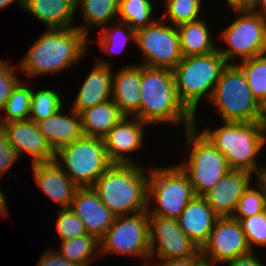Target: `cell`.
Returning a JSON list of instances; mask_svg holds the SVG:
<instances>
[{
	"mask_svg": "<svg viewBox=\"0 0 266 266\" xmlns=\"http://www.w3.org/2000/svg\"><path fill=\"white\" fill-rule=\"evenodd\" d=\"M89 48V39L77 27L46 28L19 60L18 69L31 79L56 76L79 64Z\"/></svg>",
	"mask_w": 266,
	"mask_h": 266,
	"instance_id": "6da1fadb",
	"label": "cell"
},
{
	"mask_svg": "<svg viewBox=\"0 0 266 266\" xmlns=\"http://www.w3.org/2000/svg\"><path fill=\"white\" fill-rule=\"evenodd\" d=\"M140 92L142 122L151 127L169 123L180 132L195 125V116L178 96L173 70L141 65Z\"/></svg>",
	"mask_w": 266,
	"mask_h": 266,
	"instance_id": "7a4b0ae2",
	"label": "cell"
},
{
	"mask_svg": "<svg viewBox=\"0 0 266 266\" xmlns=\"http://www.w3.org/2000/svg\"><path fill=\"white\" fill-rule=\"evenodd\" d=\"M145 166L113 164L93 185L101 202L115 216L134 215L148 210L150 166Z\"/></svg>",
	"mask_w": 266,
	"mask_h": 266,
	"instance_id": "3957f363",
	"label": "cell"
},
{
	"mask_svg": "<svg viewBox=\"0 0 266 266\" xmlns=\"http://www.w3.org/2000/svg\"><path fill=\"white\" fill-rule=\"evenodd\" d=\"M218 126L200 131L226 157L231 169L255 175L265 167L258 161L266 148V128L261 122H222Z\"/></svg>",
	"mask_w": 266,
	"mask_h": 266,
	"instance_id": "277c9868",
	"label": "cell"
},
{
	"mask_svg": "<svg viewBox=\"0 0 266 266\" xmlns=\"http://www.w3.org/2000/svg\"><path fill=\"white\" fill-rule=\"evenodd\" d=\"M228 63L218 50L183 57L173 69L178 96L184 106L198 119L199 104L210 100L214 87Z\"/></svg>",
	"mask_w": 266,
	"mask_h": 266,
	"instance_id": "5b68a950",
	"label": "cell"
},
{
	"mask_svg": "<svg viewBox=\"0 0 266 266\" xmlns=\"http://www.w3.org/2000/svg\"><path fill=\"white\" fill-rule=\"evenodd\" d=\"M195 125L182 131L186 160L178 165L187 174L194 194L203 196L214 187L230 170L226 157ZM187 155V156H186ZM188 157V158H187Z\"/></svg>",
	"mask_w": 266,
	"mask_h": 266,
	"instance_id": "8992f818",
	"label": "cell"
},
{
	"mask_svg": "<svg viewBox=\"0 0 266 266\" xmlns=\"http://www.w3.org/2000/svg\"><path fill=\"white\" fill-rule=\"evenodd\" d=\"M229 9L234 12V19L216 34L219 39L217 50L226 62L238 64L266 53V17L247 7Z\"/></svg>",
	"mask_w": 266,
	"mask_h": 266,
	"instance_id": "52a82bcc",
	"label": "cell"
},
{
	"mask_svg": "<svg viewBox=\"0 0 266 266\" xmlns=\"http://www.w3.org/2000/svg\"><path fill=\"white\" fill-rule=\"evenodd\" d=\"M208 104L218 111L221 122H261L262 105L236 64H228L222 71Z\"/></svg>",
	"mask_w": 266,
	"mask_h": 266,
	"instance_id": "ba28073f",
	"label": "cell"
},
{
	"mask_svg": "<svg viewBox=\"0 0 266 266\" xmlns=\"http://www.w3.org/2000/svg\"><path fill=\"white\" fill-rule=\"evenodd\" d=\"M164 166L152 164L149 168V216L178 219L196 195L187 174L178 164Z\"/></svg>",
	"mask_w": 266,
	"mask_h": 266,
	"instance_id": "9c48e42d",
	"label": "cell"
},
{
	"mask_svg": "<svg viewBox=\"0 0 266 266\" xmlns=\"http://www.w3.org/2000/svg\"><path fill=\"white\" fill-rule=\"evenodd\" d=\"M54 161L79 187H93L113 163L106 152L103 138L83 136L55 152Z\"/></svg>",
	"mask_w": 266,
	"mask_h": 266,
	"instance_id": "30bf717a",
	"label": "cell"
},
{
	"mask_svg": "<svg viewBox=\"0 0 266 266\" xmlns=\"http://www.w3.org/2000/svg\"><path fill=\"white\" fill-rule=\"evenodd\" d=\"M101 258L108 254L140 257L142 266L150 261L149 212L116 216L114 223L100 239Z\"/></svg>",
	"mask_w": 266,
	"mask_h": 266,
	"instance_id": "8fae6325",
	"label": "cell"
},
{
	"mask_svg": "<svg viewBox=\"0 0 266 266\" xmlns=\"http://www.w3.org/2000/svg\"><path fill=\"white\" fill-rule=\"evenodd\" d=\"M135 45L143 66L173 70L183 59L177 27L161 17L136 31Z\"/></svg>",
	"mask_w": 266,
	"mask_h": 266,
	"instance_id": "7c38bea8",
	"label": "cell"
},
{
	"mask_svg": "<svg viewBox=\"0 0 266 266\" xmlns=\"http://www.w3.org/2000/svg\"><path fill=\"white\" fill-rule=\"evenodd\" d=\"M150 260L200 256L194 244L179 226L177 219L149 216Z\"/></svg>",
	"mask_w": 266,
	"mask_h": 266,
	"instance_id": "4fadbf2b",
	"label": "cell"
},
{
	"mask_svg": "<svg viewBox=\"0 0 266 266\" xmlns=\"http://www.w3.org/2000/svg\"><path fill=\"white\" fill-rule=\"evenodd\" d=\"M250 252L239 220L232 217H219L207 243L201 248V254L218 265Z\"/></svg>",
	"mask_w": 266,
	"mask_h": 266,
	"instance_id": "5bb4252c",
	"label": "cell"
},
{
	"mask_svg": "<svg viewBox=\"0 0 266 266\" xmlns=\"http://www.w3.org/2000/svg\"><path fill=\"white\" fill-rule=\"evenodd\" d=\"M149 124L136 117H123L104 137V146L113 164H140L133 154L143 149ZM132 154V155H131Z\"/></svg>",
	"mask_w": 266,
	"mask_h": 266,
	"instance_id": "9a60e30c",
	"label": "cell"
},
{
	"mask_svg": "<svg viewBox=\"0 0 266 266\" xmlns=\"http://www.w3.org/2000/svg\"><path fill=\"white\" fill-rule=\"evenodd\" d=\"M2 126L8 133L10 146L19 157L29 155L31 165L54 161L55 151L40 132L36 122L28 119L4 123Z\"/></svg>",
	"mask_w": 266,
	"mask_h": 266,
	"instance_id": "2e32d148",
	"label": "cell"
},
{
	"mask_svg": "<svg viewBox=\"0 0 266 266\" xmlns=\"http://www.w3.org/2000/svg\"><path fill=\"white\" fill-rule=\"evenodd\" d=\"M113 68L111 59H98L79 85L80 88L76 97L72 98L74 101L69 108L79 114L87 108L111 99Z\"/></svg>",
	"mask_w": 266,
	"mask_h": 266,
	"instance_id": "e0dca14e",
	"label": "cell"
},
{
	"mask_svg": "<svg viewBox=\"0 0 266 266\" xmlns=\"http://www.w3.org/2000/svg\"><path fill=\"white\" fill-rule=\"evenodd\" d=\"M254 181L253 173L231 169L202 197L219 217H232L239 199Z\"/></svg>",
	"mask_w": 266,
	"mask_h": 266,
	"instance_id": "ac0fdd59",
	"label": "cell"
},
{
	"mask_svg": "<svg viewBox=\"0 0 266 266\" xmlns=\"http://www.w3.org/2000/svg\"><path fill=\"white\" fill-rule=\"evenodd\" d=\"M141 64L130 63L118 66L112 75L111 99L124 117L140 119Z\"/></svg>",
	"mask_w": 266,
	"mask_h": 266,
	"instance_id": "d6986e66",
	"label": "cell"
},
{
	"mask_svg": "<svg viewBox=\"0 0 266 266\" xmlns=\"http://www.w3.org/2000/svg\"><path fill=\"white\" fill-rule=\"evenodd\" d=\"M70 208L83 222L87 233L99 240L116 218L101 202L93 187L78 188Z\"/></svg>",
	"mask_w": 266,
	"mask_h": 266,
	"instance_id": "ffe728a7",
	"label": "cell"
},
{
	"mask_svg": "<svg viewBox=\"0 0 266 266\" xmlns=\"http://www.w3.org/2000/svg\"><path fill=\"white\" fill-rule=\"evenodd\" d=\"M36 186L61 209L70 208L79 188L63 169L55 162L31 165Z\"/></svg>",
	"mask_w": 266,
	"mask_h": 266,
	"instance_id": "44dd1931",
	"label": "cell"
},
{
	"mask_svg": "<svg viewBox=\"0 0 266 266\" xmlns=\"http://www.w3.org/2000/svg\"><path fill=\"white\" fill-rule=\"evenodd\" d=\"M219 216L202 196H195L178 217V223L200 250L207 243Z\"/></svg>",
	"mask_w": 266,
	"mask_h": 266,
	"instance_id": "7402d4cb",
	"label": "cell"
},
{
	"mask_svg": "<svg viewBox=\"0 0 266 266\" xmlns=\"http://www.w3.org/2000/svg\"><path fill=\"white\" fill-rule=\"evenodd\" d=\"M22 9L47 29L75 27L76 0H22Z\"/></svg>",
	"mask_w": 266,
	"mask_h": 266,
	"instance_id": "603a6c76",
	"label": "cell"
},
{
	"mask_svg": "<svg viewBox=\"0 0 266 266\" xmlns=\"http://www.w3.org/2000/svg\"><path fill=\"white\" fill-rule=\"evenodd\" d=\"M64 110L62 108L53 116L37 122L40 132L55 152L84 136L80 115L71 109L66 113Z\"/></svg>",
	"mask_w": 266,
	"mask_h": 266,
	"instance_id": "cb8c5ba5",
	"label": "cell"
},
{
	"mask_svg": "<svg viewBox=\"0 0 266 266\" xmlns=\"http://www.w3.org/2000/svg\"><path fill=\"white\" fill-rule=\"evenodd\" d=\"M208 19L184 23L177 26L180 49L183 57L204 55L217 50V39ZM216 39V40H215Z\"/></svg>",
	"mask_w": 266,
	"mask_h": 266,
	"instance_id": "d4e9b609",
	"label": "cell"
},
{
	"mask_svg": "<svg viewBox=\"0 0 266 266\" xmlns=\"http://www.w3.org/2000/svg\"><path fill=\"white\" fill-rule=\"evenodd\" d=\"M79 10L83 24L75 27L89 39L90 32L118 21L119 0H76V11Z\"/></svg>",
	"mask_w": 266,
	"mask_h": 266,
	"instance_id": "484cf974",
	"label": "cell"
},
{
	"mask_svg": "<svg viewBox=\"0 0 266 266\" xmlns=\"http://www.w3.org/2000/svg\"><path fill=\"white\" fill-rule=\"evenodd\" d=\"M84 136L103 138L124 116L112 99L79 113Z\"/></svg>",
	"mask_w": 266,
	"mask_h": 266,
	"instance_id": "4316f807",
	"label": "cell"
},
{
	"mask_svg": "<svg viewBox=\"0 0 266 266\" xmlns=\"http://www.w3.org/2000/svg\"><path fill=\"white\" fill-rule=\"evenodd\" d=\"M60 242L57 252L78 266H91L101 258L100 240L93 235L86 234Z\"/></svg>",
	"mask_w": 266,
	"mask_h": 266,
	"instance_id": "83f0119b",
	"label": "cell"
},
{
	"mask_svg": "<svg viewBox=\"0 0 266 266\" xmlns=\"http://www.w3.org/2000/svg\"><path fill=\"white\" fill-rule=\"evenodd\" d=\"M94 40L100 45L101 52L114 56L122 53L130 41L135 45L136 31L127 23L116 21L99 30L97 38H89V44H93Z\"/></svg>",
	"mask_w": 266,
	"mask_h": 266,
	"instance_id": "f1b7e54d",
	"label": "cell"
},
{
	"mask_svg": "<svg viewBox=\"0 0 266 266\" xmlns=\"http://www.w3.org/2000/svg\"><path fill=\"white\" fill-rule=\"evenodd\" d=\"M32 80L21 79L13 88L4 108L0 113V125L14 121H24L30 118Z\"/></svg>",
	"mask_w": 266,
	"mask_h": 266,
	"instance_id": "f546056e",
	"label": "cell"
},
{
	"mask_svg": "<svg viewBox=\"0 0 266 266\" xmlns=\"http://www.w3.org/2000/svg\"><path fill=\"white\" fill-rule=\"evenodd\" d=\"M155 11L154 0H119L118 21L137 31L158 19Z\"/></svg>",
	"mask_w": 266,
	"mask_h": 266,
	"instance_id": "4dcf8cb0",
	"label": "cell"
},
{
	"mask_svg": "<svg viewBox=\"0 0 266 266\" xmlns=\"http://www.w3.org/2000/svg\"><path fill=\"white\" fill-rule=\"evenodd\" d=\"M32 86V98L30 108V120L38 122L59 112L66 104L64 96L56 89L40 88ZM63 96V97H62ZM64 100V101H63ZM65 102V103H64Z\"/></svg>",
	"mask_w": 266,
	"mask_h": 266,
	"instance_id": "1f68e13d",
	"label": "cell"
},
{
	"mask_svg": "<svg viewBox=\"0 0 266 266\" xmlns=\"http://www.w3.org/2000/svg\"><path fill=\"white\" fill-rule=\"evenodd\" d=\"M164 4L165 14L161 18L173 26L198 21L203 17L201 12L203 0H161Z\"/></svg>",
	"mask_w": 266,
	"mask_h": 266,
	"instance_id": "d6a6232c",
	"label": "cell"
},
{
	"mask_svg": "<svg viewBox=\"0 0 266 266\" xmlns=\"http://www.w3.org/2000/svg\"><path fill=\"white\" fill-rule=\"evenodd\" d=\"M236 65L243 71L254 97L263 105L266 102V53Z\"/></svg>",
	"mask_w": 266,
	"mask_h": 266,
	"instance_id": "836d02e7",
	"label": "cell"
},
{
	"mask_svg": "<svg viewBox=\"0 0 266 266\" xmlns=\"http://www.w3.org/2000/svg\"><path fill=\"white\" fill-rule=\"evenodd\" d=\"M265 207L266 202L262 188L255 181L249 185L239 199L232 218L239 220L242 217H250L264 212Z\"/></svg>",
	"mask_w": 266,
	"mask_h": 266,
	"instance_id": "e575fe53",
	"label": "cell"
},
{
	"mask_svg": "<svg viewBox=\"0 0 266 266\" xmlns=\"http://www.w3.org/2000/svg\"><path fill=\"white\" fill-rule=\"evenodd\" d=\"M57 214L55 230L60 241L88 234L85 225L71 208H59Z\"/></svg>",
	"mask_w": 266,
	"mask_h": 266,
	"instance_id": "d590c367",
	"label": "cell"
},
{
	"mask_svg": "<svg viewBox=\"0 0 266 266\" xmlns=\"http://www.w3.org/2000/svg\"><path fill=\"white\" fill-rule=\"evenodd\" d=\"M244 231L249 247L254 252V248H266V216L264 212L239 219Z\"/></svg>",
	"mask_w": 266,
	"mask_h": 266,
	"instance_id": "8d00e7d4",
	"label": "cell"
},
{
	"mask_svg": "<svg viewBox=\"0 0 266 266\" xmlns=\"http://www.w3.org/2000/svg\"><path fill=\"white\" fill-rule=\"evenodd\" d=\"M11 63L12 61L8 59H0V112L10 97L13 88L21 80L18 65L15 66Z\"/></svg>",
	"mask_w": 266,
	"mask_h": 266,
	"instance_id": "74e56055",
	"label": "cell"
},
{
	"mask_svg": "<svg viewBox=\"0 0 266 266\" xmlns=\"http://www.w3.org/2000/svg\"><path fill=\"white\" fill-rule=\"evenodd\" d=\"M19 158L18 153L10 146L8 133L0 125V179H3Z\"/></svg>",
	"mask_w": 266,
	"mask_h": 266,
	"instance_id": "f35d334b",
	"label": "cell"
},
{
	"mask_svg": "<svg viewBox=\"0 0 266 266\" xmlns=\"http://www.w3.org/2000/svg\"><path fill=\"white\" fill-rule=\"evenodd\" d=\"M36 266H78L61 256L57 250L49 248L39 258Z\"/></svg>",
	"mask_w": 266,
	"mask_h": 266,
	"instance_id": "ab89813d",
	"label": "cell"
},
{
	"mask_svg": "<svg viewBox=\"0 0 266 266\" xmlns=\"http://www.w3.org/2000/svg\"><path fill=\"white\" fill-rule=\"evenodd\" d=\"M256 254L257 252L252 251L246 255L236 257L227 261L224 266H266V263L262 262L263 260Z\"/></svg>",
	"mask_w": 266,
	"mask_h": 266,
	"instance_id": "60d3db41",
	"label": "cell"
},
{
	"mask_svg": "<svg viewBox=\"0 0 266 266\" xmlns=\"http://www.w3.org/2000/svg\"><path fill=\"white\" fill-rule=\"evenodd\" d=\"M198 257L199 256H192V257L178 258V259H167V260H150L146 264V266H192L193 262ZM154 261H157V263Z\"/></svg>",
	"mask_w": 266,
	"mask_h": 266,
	"instance_id": "b9f144b4",
	"label": "cell"
},
{
	"mask_svg": "<svg viewBox=\"0 0 266 266\" xmlns=\"http://www.w3.org/2000/svg\"><path fill=\"white\" fill-rule=\"evenodd\" d=\"M247 8L266 17V0H249Z\"/></svg>",
	"mask_w": 266,
	"mask_h": 266,
	"instance_id": "7bdbcfd3",
	"label": "cell"
},
{
	"mask_svg": "<svg viewBox=\"0 0 266 266\" xmlns=\"http://www.w3.org/2000/svg\"><path fill=\"white\" fill-rule=\"evenodd\" d=\"M255 181L262 188L266 202V166L262 168L257 174H255Z\"/></svg>",
	"mask_w": 266,
	"mask_h": 266,
	"instance_id": "ee69618b",
	"label": "cell"
},
{
	"mask_svg": "<svg viewBox=\"0 0 266 266\" xmlns=\"http://www.w3.org/2000/svg\"><path fill=\"white\" fill-rule=\"evenodd\" d=\"M0 180L2 181L3 179H0ZM5 195L6 194H5L4 190H2L0 187V216L5 217V219H6V217L9 216V213H8L9 207H8L7 201H6L7 197H5Z\"/></svg>",
	"mask_w": 266,
	"mask_h": 266,
	"instance_id": "f6af8a7d",
	"label": "cell"
},
{
	"mask_svg": "<svg viewBox=\"0 0 266 266\" xmlns=\"http://www.w3.org/2000/svg\"><path fill=\"white\" fill-rule=\"evenodd\" d=\"M192 266H218L217 263L204 257L202 254L193 262Z\"/></svg>",
	"mask_w": 266,
	"mask_h": 266,
	"instance_id": "bcb514c9",
	"label": "cell"
},
{
	"mask_svg": "<svg viewBox=\"0 0 266 266\" xmlns=\"http://www.w3.org/2000/svg\"><path fill=\"white\" fill-rule=\"evenodd\" d=\"M229 8L247 7L249 0H224Z\"/></svg>",
	"mask_w": 266,
	"mask_h": 266,
	"instance_id": "7dc6e473",
	"label": "cell"
},
{
	"mask_svg": "<svg viewBox=\"0 0 266 266\" xmlns=\"http://www.w3.org/2000/svg\"><path fill=\"white\" fill-rule=\"evenodd\" d=\"M16 4L19 8H22V0H0V11L6 7L11 6V4Z\"/></svg>",
	"mask_w": 266,
	"mask_h": 266,
	"instance_id": "c3c4849f",
	"label": "cell"
},
{
	"mask_svg": "<svg viewBox=\"0 0 266 266\" xmlns=\"http://www.w3.org/2000/svg\"><path fill=\"white\" fill-rule=\"evenodd\" d=\"M261 123L266 128V102L262 105Z\"/></svg>",
	"mask_w": 266,
	"mask_h": 266,
	"instance_id": "681fc988",
	"label": "cell"
}]
</instances>
